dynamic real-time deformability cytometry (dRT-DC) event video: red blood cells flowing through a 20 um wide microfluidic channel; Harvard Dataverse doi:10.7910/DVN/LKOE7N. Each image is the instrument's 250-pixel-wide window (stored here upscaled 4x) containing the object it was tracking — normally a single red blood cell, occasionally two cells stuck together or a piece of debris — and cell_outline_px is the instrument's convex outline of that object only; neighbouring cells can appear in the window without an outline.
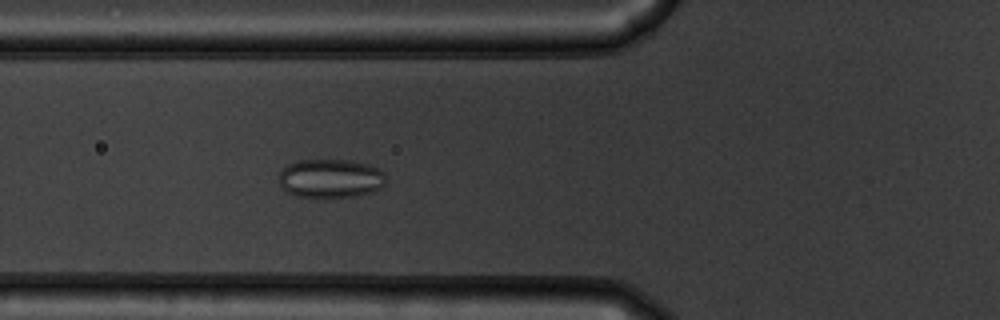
{"species": "common noctule bat (a hibernating species)", "species_latin": "Nyctalus noctula", "temperature_condition": "warm", "stored_images_in_passage": 55, "camera_frame_rate_fps": 3000, "um_per_image_px": 0.085, "animal": {"sex": "male", "body_mass_g": 19.5, "forearm_length_mm": 54.6}, "frame": {"image": 1, "passage_image": 20, "time_ms": 6.333, "image_size_px": [1000, 320], "cell_outline_px": [[384, 184], [380, 188], [372, 192], [356, 196], [324, 200], [296, 196], [288, 192], [276, 180], [280, 172], [288, 164], [296, 160], [352, 160], [368, 164], [384, 172]], "centroid_in_image_um": [28.06, 15.2], "position_along_channel_um": 97.7, "area_um2": 24.91}}
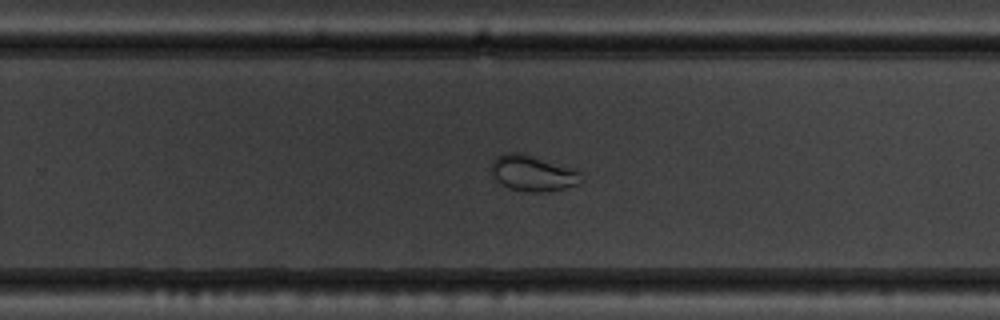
{"frame": {"image": 2, "passage_image": 35, "time_ms": 11.333, "image_size_px": [1000, 320], "cell_outline_px": [[580, 172], [576, 184], [564, 188], [544, 192], [532, 192], [508, 188], [500, 184], [496, 180], [492, 172], [492, 160], [496, 156], [504, 152], [524, 152], [576, 168]], "centroid_in_image_um": [45.24, 14.68], "position_along_channel_um": 284.6, "area_um2": 18.96}}
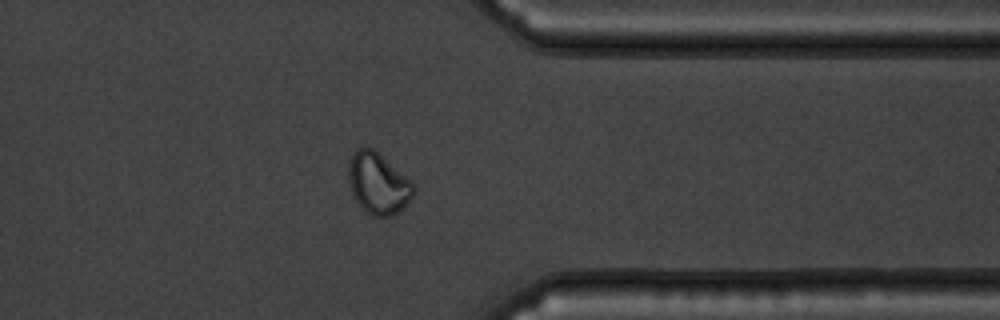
{"frame": {"image": 3, "passage_image": 43, "time_ms": 14.0, "image_size_px": [1000, 320], "cell_outline_px": [[416, 192], [404, 208], [388, 216], [372, 216], [352, 196], [348, 180], [348, 164], [352, 156], [360, 148], [372, 148], [412, 180], [416, 184]], "centroid_in_image_um": [32.18, 15.6], "position_along_channel_um": 379.2, "area_um2": 23.12}, "authors_computed_cell_mechanics": {"area_um2": 24.854, "velocity_mm_per_s": 3.7491, "shape_relaxation_time_tau1_ms": null, "shape_relaxation_time_tau2_ms": 0.945, "deformation_change_tau1": null, "deformation_change_tau2": 0.0386}}